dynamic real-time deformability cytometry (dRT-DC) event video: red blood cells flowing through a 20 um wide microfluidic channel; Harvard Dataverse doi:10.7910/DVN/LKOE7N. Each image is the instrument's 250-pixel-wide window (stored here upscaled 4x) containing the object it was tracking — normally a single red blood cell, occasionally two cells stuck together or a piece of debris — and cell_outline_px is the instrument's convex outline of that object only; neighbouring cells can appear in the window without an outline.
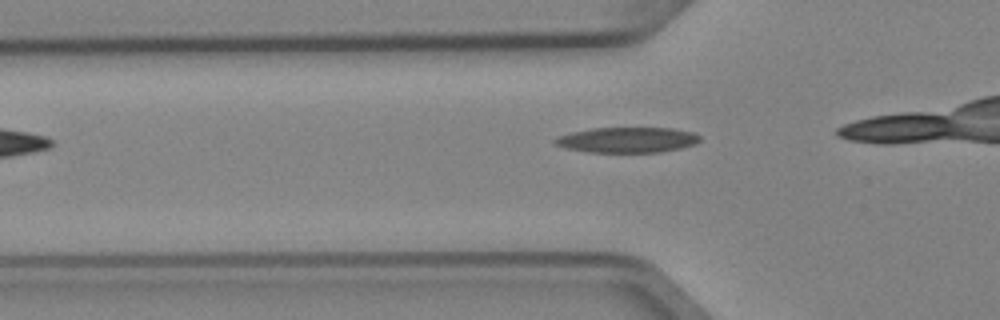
{"species": "Egyptian fruit bat (a non-hibernating species)", "species_latin": "Rousettus aegyptiacus", "temperature_condition": "cold", "stored_images_in_passage": 4, "camera_frame_rate_fps": 3000, "um_per_image_px": 0.085, "animal": {"sex": "female"}, "frame": {"image": 1, "passage_image": 4, "time_ms": 1.0, "image_size_px": [1000, 320], "cell_outline_px": [[700, 140], [696, 144], [680, 148], [660, 152], [588, 152], [564, 148], [552, 144], [552, 140], [556, 136], [572, 132], [592, 128], [672, 128], [692, 132], [700, 136]], "centroid_in_image_um": [53.26, 11.89], "position_along_channel_um": 72.5, "area_um2": 21.62}}